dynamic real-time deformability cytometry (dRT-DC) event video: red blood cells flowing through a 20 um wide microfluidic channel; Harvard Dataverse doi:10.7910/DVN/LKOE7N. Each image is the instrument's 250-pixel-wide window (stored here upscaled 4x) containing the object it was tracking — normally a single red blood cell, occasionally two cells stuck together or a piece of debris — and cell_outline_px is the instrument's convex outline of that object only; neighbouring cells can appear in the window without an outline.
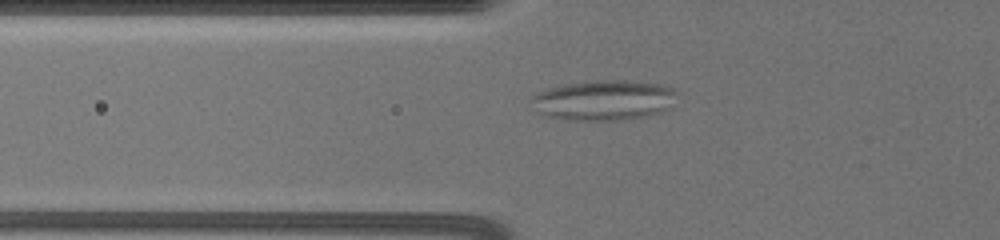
{"species": "common noctule bat (a hibernating species)", "species_latin": "Nyctalus noctula", "temperature_condition": "warm", "stored_images_in_passage": 7, "camera_frame_rate_fps": 3000, "um_per_image_px": 0.085, "animal": {"sex": "female", "body_mass_g": 19.5, "forearm_length_mm": 54.1}, "frame": {"image": 1, "passage_image": 3, "time_ms": 2.0, "image_size_px": [1000, 240], "cell_outline_px": [[676, 92], [672, 108], [644, 116], [620, 120], [572, 120], [544, 116], [540, 112], [532, 100], [532, 96], [536, 92], [544, 88], [592, 80], [628, 80], [660, 84], [672, 88]], "centroid_in_image_um": [51.33, 8.5], "position_along_channel_um": 74.5, "area_um2": 34.04}}
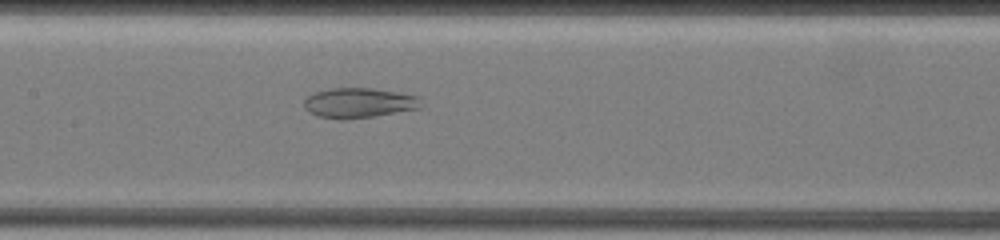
{"frame": {"image": 2, "passage_image": 6, "time_ms": 5.0, "image_size_px": [1000, 240], "cell_outline_px": [[420, 108], [376, 116], [344, 120], [340, 120], [320, 116], [308, 112], [304, 108], [304, 100], [312, 92], [332, 88], [372, 88], [420, 96]], "centroid_in_image_um": [30.48, 8.75], "position_along_channel_um": 176.9, "area_um2": 20.58}}
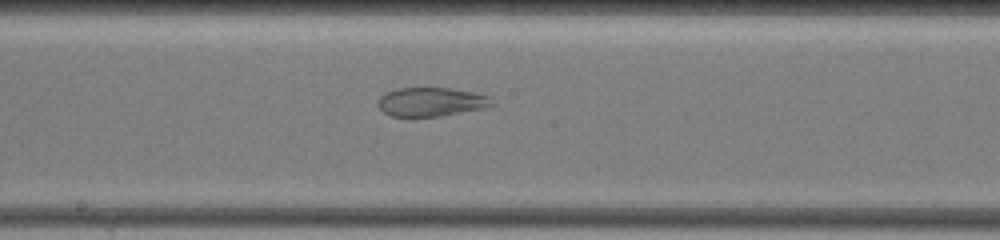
{"frame": {"image": 3, "passage_image": 7, "time_ms": 6.0, "image_size_px": [1000, 240], "cell_outline_px": [[496, 104], [480, 108], [440, 116], [392, 116], [384, 112], [376, 104], [380, 96], [384, 92], [396, 88], [448, 88], [472, 92], [492, 96]], "centroid_in_image_um": [36.63, 8.64], "position_along_channel_um": 211.6, "area_um2": 19.13}}